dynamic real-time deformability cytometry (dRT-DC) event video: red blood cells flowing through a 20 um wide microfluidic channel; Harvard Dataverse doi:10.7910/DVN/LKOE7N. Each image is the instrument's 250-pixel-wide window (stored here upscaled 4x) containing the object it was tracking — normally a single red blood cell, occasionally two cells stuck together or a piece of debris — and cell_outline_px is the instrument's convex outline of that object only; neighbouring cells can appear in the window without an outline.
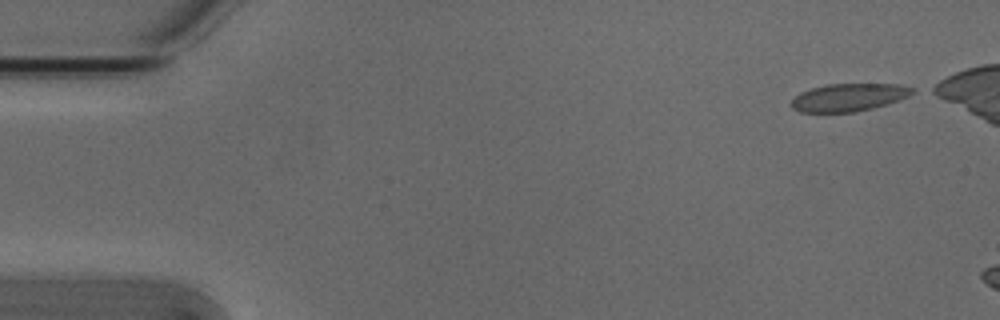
{"species": "Egyptian fruit bat (a non-hibernating species)", "species_latin": "Rousettus aegyptiacus", "temperature_condition": "cold", "stored_images_in_passage": 10, "camera_frame_rate_fps": 3000, "um_per_image_px": 0.085, "animal": {"sex": "male"}, "frame": {"image": 1, "passage_image": 1, "time_ms": 0.0, "image_size_px": [1000, 320], "cell_outline_px": [[916, 92], [908, 96], [872, 108], [856, 112], [800, 112], [792, 108], [788, 104], [800, 92], [812, 88], [828, 84], [896, 84], [916, 88]], "centroid_in_image_um": [72.12, 8.27], "position_along_channel_um": 12.9, "area_um2": 19.48}}